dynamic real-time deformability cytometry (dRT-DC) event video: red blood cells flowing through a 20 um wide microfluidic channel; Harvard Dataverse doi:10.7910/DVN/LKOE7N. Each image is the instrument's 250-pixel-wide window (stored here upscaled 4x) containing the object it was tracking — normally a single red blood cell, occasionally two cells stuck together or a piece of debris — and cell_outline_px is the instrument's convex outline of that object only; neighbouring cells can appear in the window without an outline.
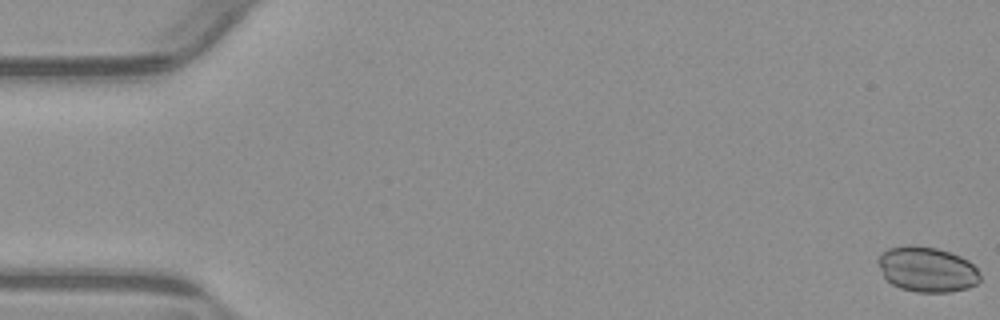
{"species": "common noctule bat (a hibernating species)", "species_latin": "Nyctalus noctula", "temperature_condition": "warm", "stored_images_in_passage": 55, "camera_frame_rate_fps": 3000, "um_per_image_px": 0.085, "animal": {"sex": "male", "body_mass_g": 23.1, "forearm_length_mm": 52.7}, "frame": {"image": 1, "passage_image": 1, "time_ms": 0.0, "image_size_px": [1000, 320], "cell_outline_px": [[980, 280], [976, 284], [968, 288], [948, 292], [916, 292], [900, 288], [892, 284], [884, 276], [880, 268], [880, 256], [888, 248], [908, 244], [912, 244], [936, 248], [960, 256], [968, 260], [980, 272]], "centroid_in_image_um": [78.83, 22.9], "position_along_channel_um": 6.2, "area_um2": 26.7}}
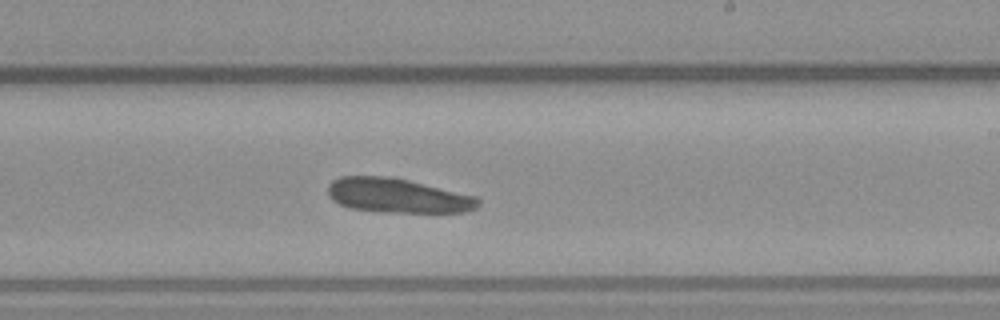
{"frame": {"image": 2, "passage_image": 33, "time_ms": 10.667, "image_size_px": [1000, 320], "cell_outline_px": [[480, 204], [476, 208], [468, 212], [384, 212], [352, 208], [340, 204], [332, 200], [328, 196], [328, 184], [332, 180], [340, 176], [392, 176], [476, 196], [480, 200]], "centroid_in_image_um": [33.79, 16.62], "position_along_channel_um": 255.2, "area_um2": 30.29}}
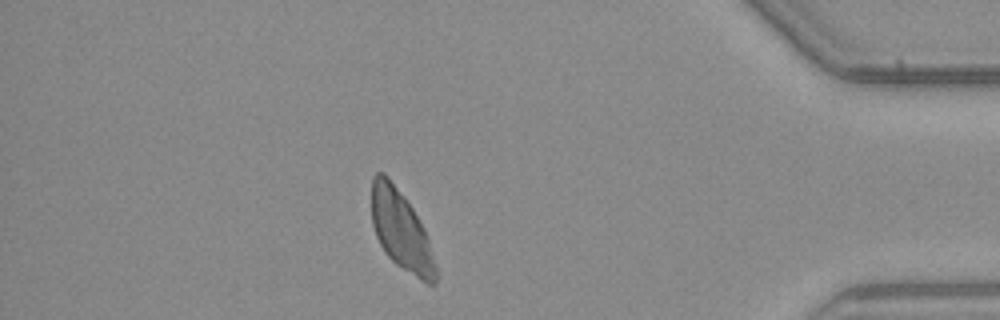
{"frame": {"image": 3, "passage_image": 48, "time_ms": 15.667, "image_size_px": [1000, 320], "cell_outline_px": [[436, 284], [428, 284], [396, 264], [384, 252], [376, 236], [372, 224], [372, 176], [376, 172], [384, 172], [388, 176], [404, 196], [412, 208], [424, 228], [428, 240], [436, 268]], "centroid_in_image_um": [34.06, 19.55], "position_along_channel_um": 401.1, "area_um2": 29.36}}